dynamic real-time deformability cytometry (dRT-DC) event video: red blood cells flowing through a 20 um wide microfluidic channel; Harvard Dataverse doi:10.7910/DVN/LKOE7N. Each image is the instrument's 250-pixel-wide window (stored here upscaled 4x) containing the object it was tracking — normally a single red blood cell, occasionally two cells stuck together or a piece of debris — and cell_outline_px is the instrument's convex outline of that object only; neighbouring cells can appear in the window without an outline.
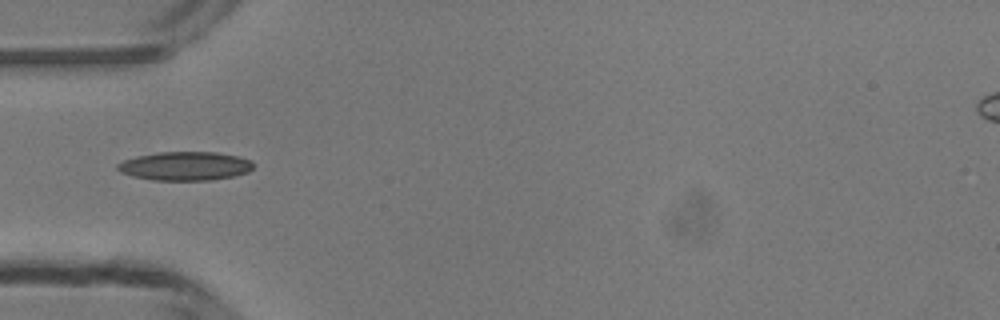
{"species": "common noctule bat (a hibernating species)", "species_latin": "Nyctalus noctula", "temperature_condition": "room temperature", "stored_images_in_passage": 34, "camera_frame_rate_fps": 3000, "um_per_image_px": 0.085, "animal": {"sex": "male", "body_mass_g": 13.3}, "frame": {"image": 1, "passage_image": 1, "time_ms": 0.0, "image_size_px": [1000, 320], "cell_outline_px": [[252, 168], [248, 172], [232, 176], [212, 180], [152, 180], [132, 176], [120, 172], [116, 168], [116, 164], [124, 160], [136, 156], [156, 152], [216, 152], [236, 156], [252, 160]], "centroid_in_image_um": [15.69, 14.11], "position_along_channel_um": 69.3, "area_um2": 22.77}}
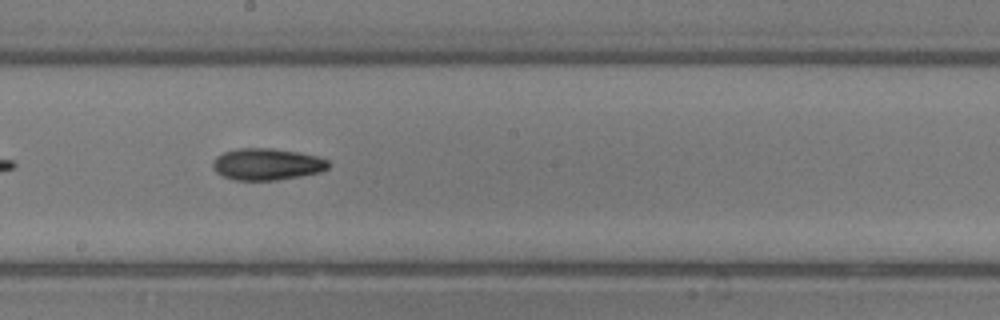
{"frame": {"image": 2, "passage_image": 12, "time_ms": 3.667, "image_size_px": [1000, 320], "cell_outline_px": [[328, 168], [320, 172], [300, 176], [276, 180], [236, 180], [224, 176], [216, 172], [212, 168], [212, 160], [216, 156], [224, 152], [240, 148], [272, 148], [320, 156], [328, 160]], "centroid_in_image_um": [22.68, 13.95], "position_along_channel_um": 225.5, "area_um2": 21.39}}
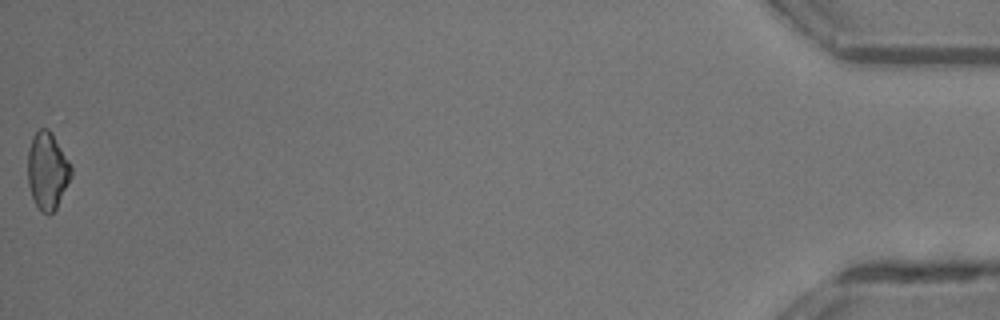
{"frame": {"image": 3, "passage_image": 34, "time_ms": 11.0, "image_size_px": [1000, 320], "cell_outline_px": [[72, 176], [56, 208], [48, 216], [36, 204], [32, 196], [28, 184], [28, 148], [32, 136], [40, 128], [48, 128], [52, 132], [68, 160], [72, 168]], "centroid_in_image_um": [4.03, 14.48], "position_along_channel_um": 431.2, "area_um2": 19.42}, "authors_computed_cell_mechanics": {"area_um2": 20.3167, "velocity_mm_per_s": 4.2326, "shape_relaxation_time_tau1_ms": 3.6939, "shape_relaxation_time_tau2_ms": null, "deformation_change_tau1": 0.1065, "deformation_change_tau2": null}}